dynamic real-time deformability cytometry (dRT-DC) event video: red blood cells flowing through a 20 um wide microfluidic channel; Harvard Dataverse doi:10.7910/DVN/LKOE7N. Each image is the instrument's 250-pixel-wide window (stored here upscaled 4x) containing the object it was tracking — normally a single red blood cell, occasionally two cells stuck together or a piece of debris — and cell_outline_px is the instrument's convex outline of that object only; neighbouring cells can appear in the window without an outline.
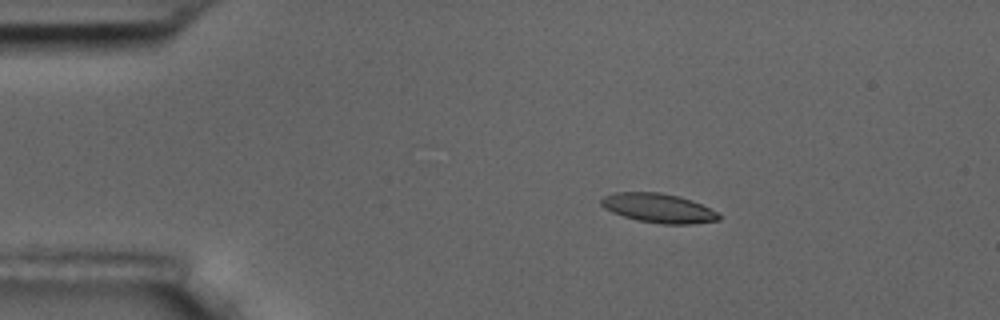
{"species": "common noctule bat (a hibernating species)", "species_latin": "Nyctalus noctula", "temperature_condition": "room temperature", "stored_images_in_passage": 4, "camera_frame_rate_fps": 3000, "um_per_image_px": 0.085, "animal": {"sex": "male", "body_mass_g": 17.5, "forearm_length_mm": 52.3}, "frame": {"image": 1, "passage_image": 3, "time_ms": 2.333, "image_size_px": [1000, 320], "cell_outline_px": [[720, 220], [692, 224], [664, 224], [636, 220], [612, 212], [604, 208], [600, 204], [600, 200], [604, 196], [616, 192], [660, 192], [680, 196], [692, 200], [716, 212], [720, 216]], "centroid_in_image_um": [55.95, 17.68], "position_along_channel_um": 29.1, "area_um2": 20.0}}